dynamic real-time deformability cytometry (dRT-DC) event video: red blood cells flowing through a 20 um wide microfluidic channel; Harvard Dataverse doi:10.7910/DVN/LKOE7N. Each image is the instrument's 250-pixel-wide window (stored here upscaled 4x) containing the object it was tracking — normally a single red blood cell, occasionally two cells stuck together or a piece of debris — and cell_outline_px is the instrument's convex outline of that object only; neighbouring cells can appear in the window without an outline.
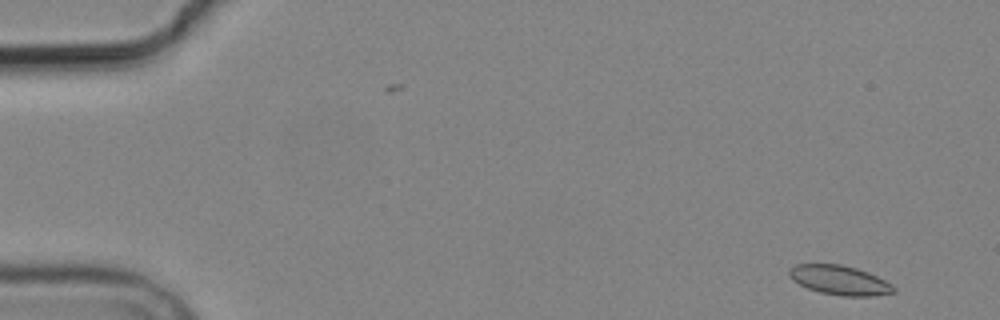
{"species": "common noctule bat (a hibernating species)", "species_latin": "Nyctalus noctula", "temperature_condition": "cold", "stored_images_in_passage": 8, "camera_frame_rate_fps": 3000, "um_per_image_px": 0.085, "animal": {"sex": "male", "body_mass_g": 19.2, "forearm_length_mm": 51.8}, "frame": {"image": 1, "passage_image": 1, "time_ms": 0.0, "image_size_px": [1000, 320], "cell_outline_px": [[896, 292], [872, 296], [840, 296], [820, 292], [808, 288], [792, 280], [788, 276], [788, 268], [796, 264], [840, 264], [856, 268], [868, 272], [892, 284], [896, 288]], "centroid_in_image_um": [71.35, 23.81], "position_along_channel_um": 13.6, "area_um2": 17.98}}
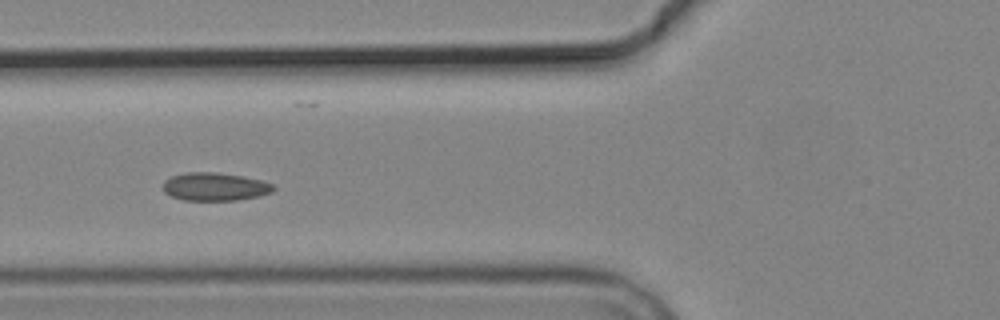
{"frame": {"image": 2, "passage_image": 6, "time_ms": 6.0, "image_size_px": [1000, 320], "cell_outline_px": [[276, 188], [272, 192], [260, 196], [236, 200], [184, 200], [172, 196], [164, 192], [164, 180], [172, 176], [188, 172], [216, 172], [244, 176], [260, 180], [272, 184]], "centroid_in_image_um": [18.29, 15.86], "position_along_channel_um": 107.5, "area_um2": 18.03}}
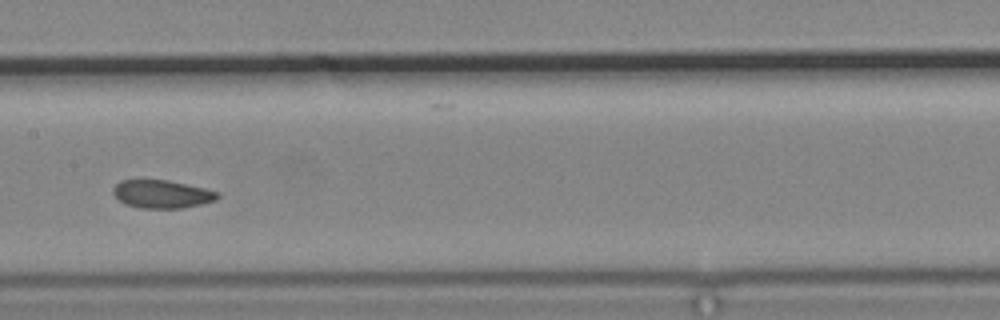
{"frame": {"image": 3, "passage_image": 8, "time_ms": 8.333, "image_size_px": [1000, 320], "cell_outline_px": [[220, 196], [216, 200], [200, 204], [180, 208], [140, 208], [124, 204], [112, 192], [112, 188], [120, 180], [168, 180], [204, 188], [220, 192]], "centroid_in_image_um": [13.76, 16.49], "position_along_channel_um": 193.6, "area_um2": 17.05}}